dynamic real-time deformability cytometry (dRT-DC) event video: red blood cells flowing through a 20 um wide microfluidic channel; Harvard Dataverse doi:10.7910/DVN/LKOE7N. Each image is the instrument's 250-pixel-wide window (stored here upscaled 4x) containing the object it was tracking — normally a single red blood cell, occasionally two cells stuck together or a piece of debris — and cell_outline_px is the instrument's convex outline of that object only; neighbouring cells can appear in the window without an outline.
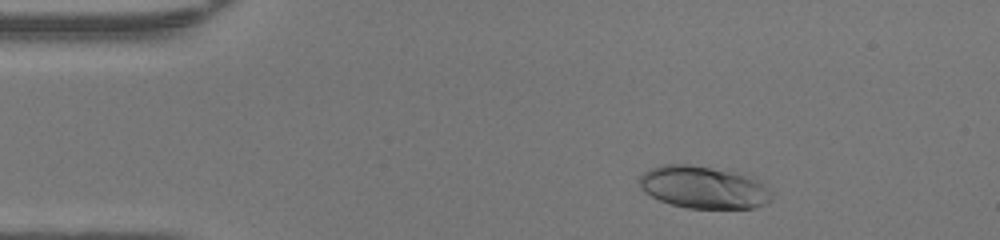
{"species": "human", "species_latin": "Homo sapiens", "temperature_condition": "warm", "stored_images_in_passage": 45, "camera_frame_rate_fps": 3000, "um_per_image_px": 0.085, "donor": {"sex": "female"}, "frame": {"image": 1, "passage_image": 5, "time_ms": 1.333, "image_size_px": [1000, 240], "cell_outline_px": [[772, 200], [756, 208], [688, 208], [672, 204], [660, 200], [644, 192], [640, 188], [640, 176], [644, 172], [652, 168], [664, 164], [688, 164], [748, 172], [760, 180], [772, 192]], "centroid_in_image_um": [59.89, 15.89], "position_along_channel_um": 25.1, "area_um2": 33.35}}
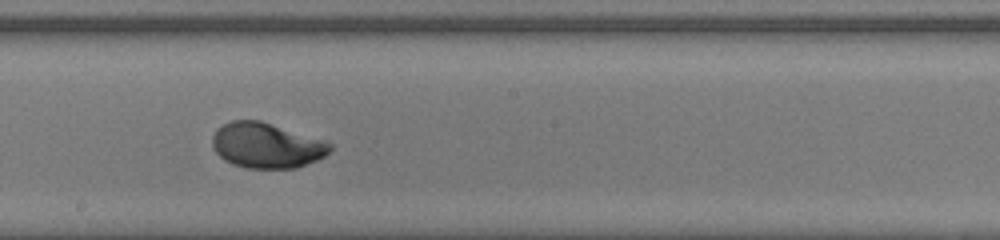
{"frame": {"image": 2, "passage_image": 24, "time_ms": 7.667, "image_size_px": [1000, 240], "cell_outline_px": [[332, 148], [324, 156], [316, 160], [296, 168], [244, 168], [232, 164], [224, 160], [216, 152], [212, 144], [212, 136], [216, 128], [232, 120], [260, 120], [324, 140], [332, 144]], "centroid_in_image_um": [22.63, 12.36], "position_along_channel_um": 225.6, "area_um2": 31.04}}
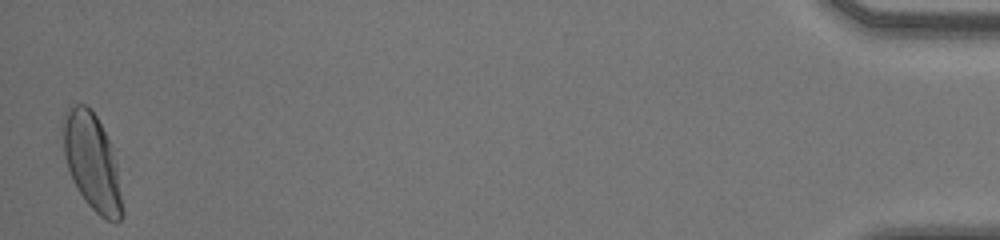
{"frame": {"image": 3, "passage_image": 45, "time_ms": 14.667, "image_size_px": [1000, 240], "cell_outline_px": [[124, 216], [116, 224], [104, 220], [84, 200], [76, 188], [68, 168], [64, 152], [60, 124], [64, 112], [72, 104], [84, 104], [96, 116], [108, 140], [116, 164], [124, 212]], "centroid_in_image_um": [7.8, 13.8], "position_along_channel_um": 427.4, "area_um2": 33.47}, "authors_computed_cell_mechanics": {"area_um2": 31.0386, "velocity_mm_per_s": 4.29, "shape_relaxation_time_tau1_ms": 2.9762, "shape_relaxation_time_tau2_ms": null, "deformation_change_tau1": 0.1739, "deformation_change_tau2": null}}